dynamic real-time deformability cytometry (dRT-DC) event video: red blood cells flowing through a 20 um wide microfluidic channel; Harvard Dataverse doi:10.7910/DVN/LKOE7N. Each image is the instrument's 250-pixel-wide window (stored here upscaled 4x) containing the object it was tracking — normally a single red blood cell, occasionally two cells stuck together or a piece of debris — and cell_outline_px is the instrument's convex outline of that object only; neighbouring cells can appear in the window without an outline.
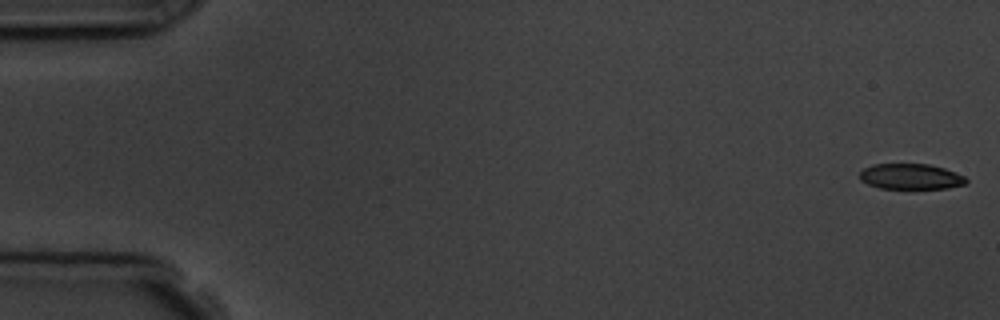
{"species": "common noctule bat (a hibernating species)", "species_latin": "Nyctalus noctula", "temperature_condition": "room temperature", "stored_images_in_passage": 8, "camera_frame_rate_fps": 3000, "um_per_image_px": 0.085, "animal": {"sex": "male", "body_mass_g": 19.5, "forearm_length_mm": 54.6}, "frame": {"image": 1, "passage_image": 1, "time_ms": 0.0, "image_size_px": [1000, 320], "cell_outline_px": [[968, 180], [964, 184], [948, 188], [880, 188], [868, 184], [860, 180], [860, 172], [864, 168], [872, 164], [928, 164], [944, 168], [956, 172], [964, 176]], "centroid_in_image_um": [77.41, 15.0], "position_along_channel_um": 7.6, "area_um2": 15.78}}
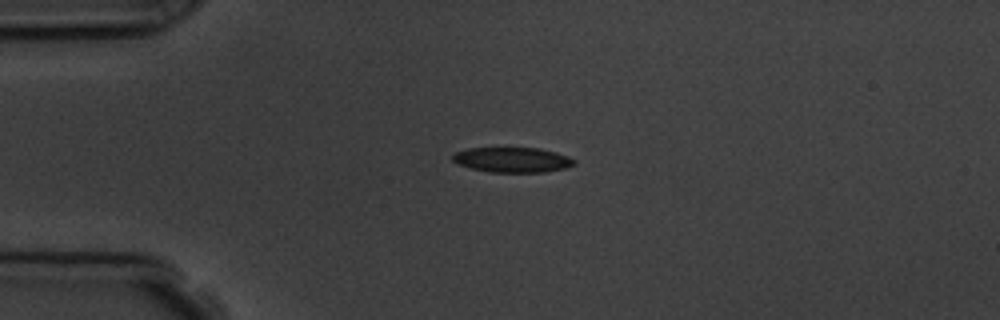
{"frame": {"image": 2, "passage_image": 4, "time_ms": 4.0, "image_size_px": [1000, 320], "cell_outline_px": [[576, 164], [564, 168], [544, 172], [488, 172], [456, 164], [452, 160], [452, 156], [456, 152], [468, 148], [540, 148], [556, 152], [568, 156], [576, 160]], "centroid_in_image_um": [43.55, 13.58], "position_along_channel_um": 41.4, "area_um2": 17.8}}